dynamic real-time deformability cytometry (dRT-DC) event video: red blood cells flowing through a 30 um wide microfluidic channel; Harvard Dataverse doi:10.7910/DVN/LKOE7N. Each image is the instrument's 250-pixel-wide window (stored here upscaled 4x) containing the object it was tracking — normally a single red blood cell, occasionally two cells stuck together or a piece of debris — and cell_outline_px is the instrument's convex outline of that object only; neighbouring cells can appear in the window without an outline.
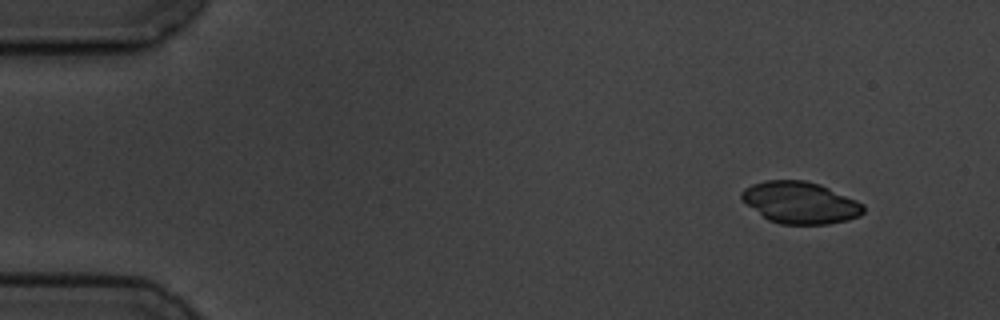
{"species": "common noctule bat (a hibernating species)", "species_latin": "Nyctalus noctula", "temperature_condition": "cold", "stored_images_in_passage": 4, "camera_frame_rate_fps": 3000, "um_per_image_px": 0.085, "animal": {"sex": "male", "body_mass_g": 19.5, "forearm_length_mm": 54.6}, "frame": {"image": 1, "passage_image": 2, "time_ms": 1.333, "image_size_px": [1000, 320], "cell_outline_px": [[864, 212], [860, 216], [848, 220], [828, 224], [780, 224], [768, 220], [748, 204], [740, 196], [740, 192], [744, 188], [752, 184], [764, 180], [804, 180], [820, 184], [856, 200], [864, 204]], "centroid_in_image_um": [68.03, 17.22], "position_along_channel_um": 17.0, "area_um2": 29.59}}